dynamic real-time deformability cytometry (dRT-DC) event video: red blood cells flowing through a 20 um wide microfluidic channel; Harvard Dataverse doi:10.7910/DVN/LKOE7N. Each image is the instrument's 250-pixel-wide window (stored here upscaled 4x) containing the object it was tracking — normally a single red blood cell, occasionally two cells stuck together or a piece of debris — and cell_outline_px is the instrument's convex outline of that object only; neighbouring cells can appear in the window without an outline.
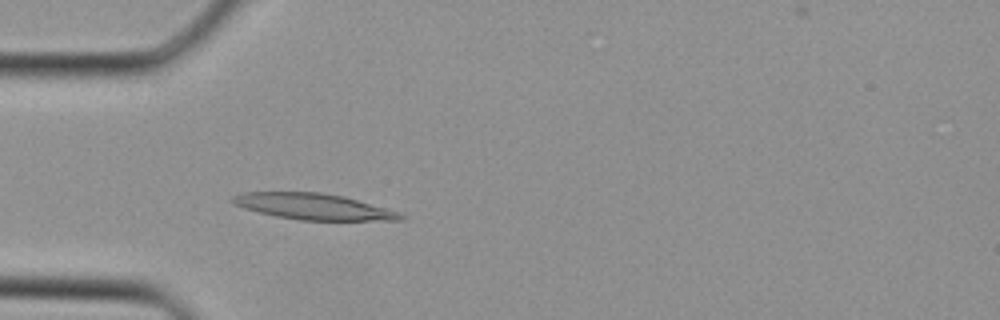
{"species": "Egyptian fruit bat (a non-hibernating species)", "species_latin": "Rousettus aegyptiacus", "temperature_condition": "cold", "stored_images_in_passage": 37, "camera_frame_rate_fps": 3000, "um_per_image_px": 0.085, "animal": {"sex": "female"}, "frame": {"image": 1, "passage_image": 11, "time_ms": 3.333, "image_size_px": [1000, 320], "cell_outline_px": [[404, 220], [300, 220], [276, 216], [244, 208], [232, 204], [228, 200], [232, 196], [244, 192], [320, 192], [344, 196], [400, 212], [404, 216]], "centroid_in_image_um": [26.61, 17.55], "position_along_channel_um": 58.4, "area_um2": 25.49}}
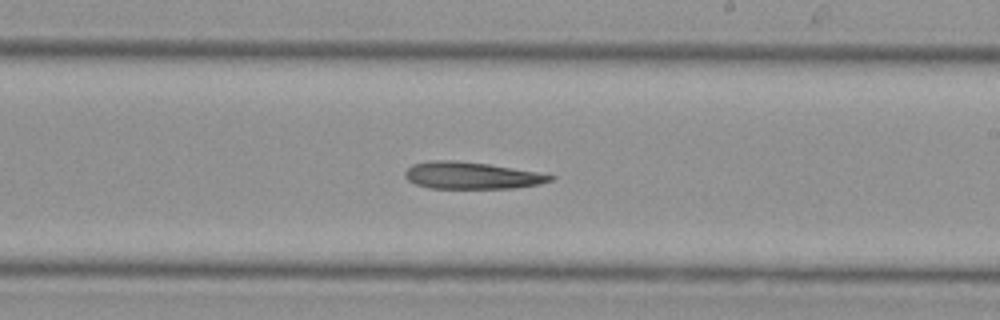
{"frame": {"image": 2, "passage_image": 22, "time_ms": 7.0, "image_size_px": [1000, 320], "cell_outline_px": [[556, 176], [552, 180], [536, 184], [512, 188], [428, 188], [416, 184], [408, 180], [404, 176], [404, 172], [412, 164], [428, 160], [456, 160], [488, 164], [536, 172]], "centroid_in_image_um": [40.0, 14.91], "position_along_channel_um": 249.0, "area_um2": 22.66}}
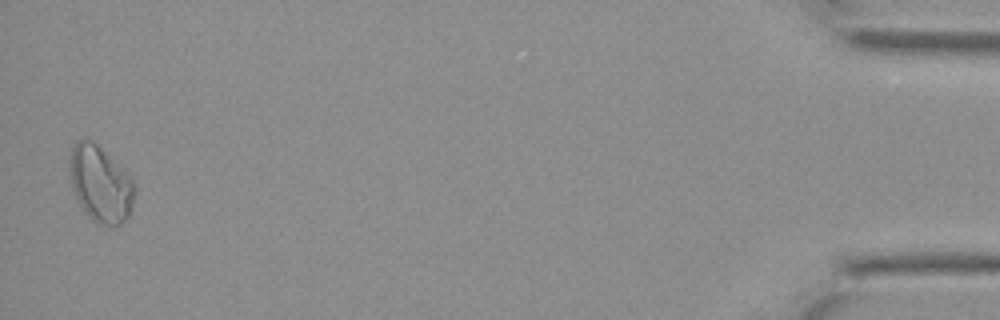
{"frame": {"image": 3, "passage_image": 37, "time_ms": 12.0, "image_size_px": [1000, 320], "cell_outline_px": [[136, 192], [128, 216], [120, 224], [112, 228], [92, 220], [80, 204], [76, 196], [72, 184], [68, 168], [72, 148], [76, 140], [92, 140], [136, 180]], "centroid_in_image_um": [8.57, 15.64], "position_along_channel_um": 426.6, "area_um2": 28.9}}